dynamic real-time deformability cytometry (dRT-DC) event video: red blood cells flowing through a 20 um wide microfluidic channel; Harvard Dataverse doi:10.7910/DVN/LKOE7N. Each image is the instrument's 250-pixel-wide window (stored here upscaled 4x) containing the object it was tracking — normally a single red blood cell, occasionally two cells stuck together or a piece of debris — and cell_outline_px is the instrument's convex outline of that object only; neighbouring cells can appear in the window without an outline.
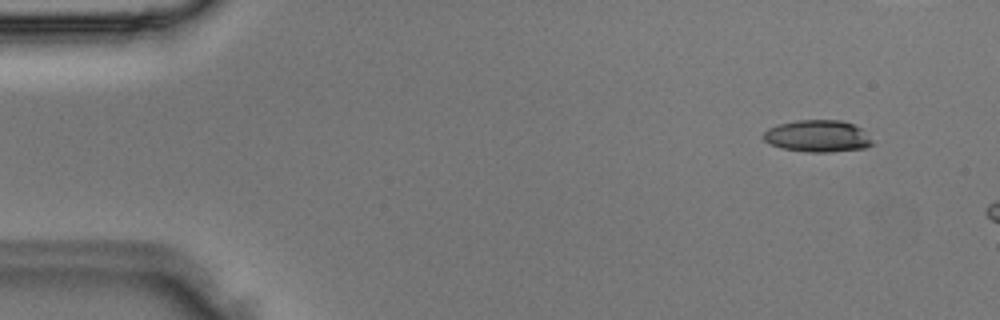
{"species": "Egyptian fruit bat (a non-hibernating species)", "species_latin": "Rousettus aegyptiacus", "temperature_condition": "room temperature", "stored_images_in_passage": 2, "segment_of_instrument_passage": [2, 2], "camera_frame_rate_fps": 3000, "um_per_image_px": 0.085, "animal": {"sex": "male"}, "frame": {"image": 1, "passage_image": 2, "time_ms": 0.333, "image_size_px": [1000, 320], "cell_outline_px": [[876, 144], [864, 148], [828, 152], [808, 152], [784, 148], [772, 144], [764, 140], [760, 136], [768, 128], [776, 124], [796, 120], [840, 120], [852, 124], [860, 128]], "centroid_in_image_um": [69.48, 11.56], "position_along_channel_um": 15.5, "area_um2": 20.23}}